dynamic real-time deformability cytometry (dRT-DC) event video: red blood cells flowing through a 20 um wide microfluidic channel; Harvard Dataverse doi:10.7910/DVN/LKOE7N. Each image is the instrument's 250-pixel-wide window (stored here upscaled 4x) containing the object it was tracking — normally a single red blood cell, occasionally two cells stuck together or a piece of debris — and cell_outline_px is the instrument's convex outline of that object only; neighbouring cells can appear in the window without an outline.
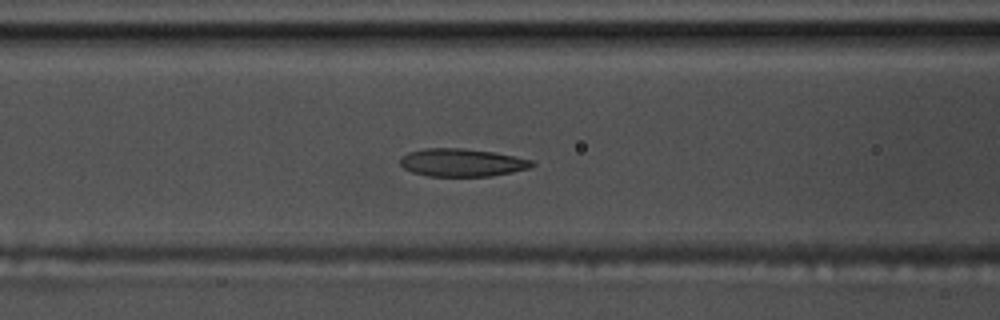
{"species": "common noctule bat (a hibernating species)", "species_latin": "Nyctalus noctula", "temperature_condition": "warm", "stored_images_in_passage": 58, "camera_frame_rate_fps": 3000, "um_per_image_px": 0.085, "animal": {"sex": "male", "body_mass_g": 17.5, "forearm_length_mm": 52.3}, "frame": {"image": 1, "passage_image": 25, "time_ms": 8.0, "image_size_px": [1000, 320], "cell_outline_px": [[536, 164], [528, 168], [512, 172], [492, 176], [428, 176], [412, 172], [404, 168], [400, 164], [400, 156], [408, 152], [424, 148], [460, 148], [496, 152], [532, 160]], "centroid_in_image_um": [39.25, 13.81], "position_along_channel_um": 127.4, "area_um2": 21.5}}
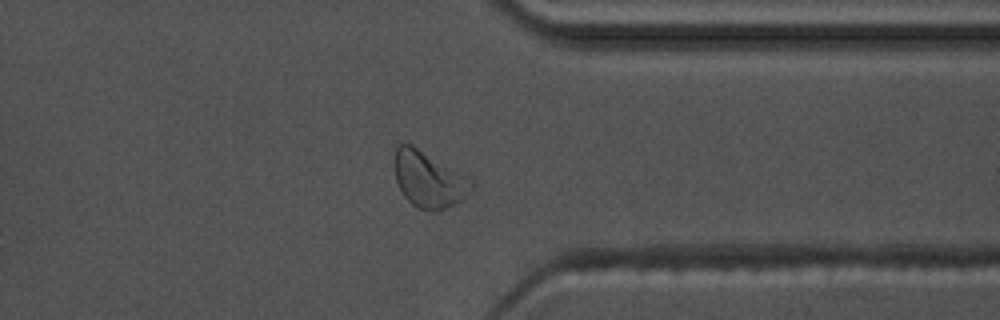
{"frame": {"image": 2, "passage_image": 46, "time_ms": 15.0, "image_size_px": [1000, 320], "cell_outline_px": [[472, 188], [464, 200], [444, 208], [432, 212], [428, 212], [416, 208], [404, 196], [396, 180], [396, 148], [400, 144], [412, 144], [472, 180]], "centroid_in_image_um": [36.45, 15.29], "position_along_channel_um": 375.0, "area_um2": 24.68}}
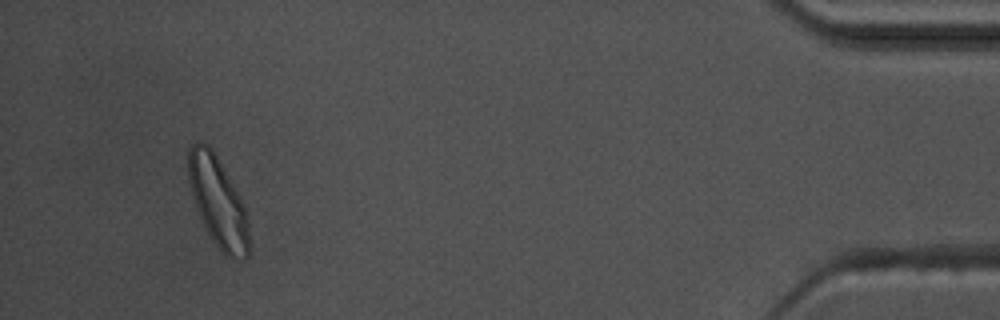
{"frame": {"image": 3, "passage_image": 55, "time_ms": 18.0, "image_size_px": [1000, 320], "cell_outline_px": [[248, 256], [244, 260], [224, 256], [216, 248], [196, 208], [188, 180], [188, 148], [192, 144], [208, 144], [212, 148], [236, 188], [244, 204], [248, 216]], "centroid_in_image_um": [18.54, 17.19], "position_along_channel_um": 416.7, "area_um2": 31.85}, "authors_computed_cell_mechanics": {"area_um2": 22.4553, "velocity_mm_per_s": 3.5954, "shape_relaxation_time_tau1_ms": 3.0887, "shape_relaxation_time_tau2_ms": 1.8444, "deformation_change_tau1": 0.1404, "deformation_change_tau2": 0.08}}